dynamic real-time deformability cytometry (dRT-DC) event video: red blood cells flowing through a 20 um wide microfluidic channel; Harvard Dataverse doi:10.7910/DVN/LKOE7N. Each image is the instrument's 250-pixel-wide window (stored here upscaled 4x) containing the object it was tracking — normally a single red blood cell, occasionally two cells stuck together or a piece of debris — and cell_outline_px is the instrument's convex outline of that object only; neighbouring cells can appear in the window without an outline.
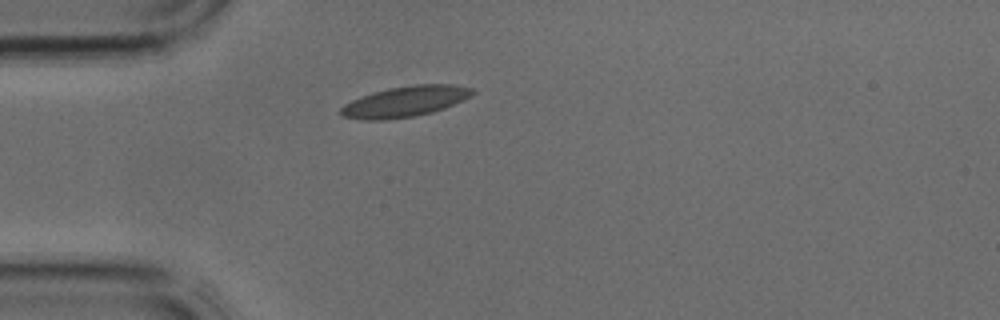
{"species": "common noctule bat (a hibernating species)", "species_latin": "Nyctalus noctula", "temperature_condition": "cold", "stored_images_in_passage": 1, "camera_frame_rate_fps": 3000, "um_per_image_px": 0.085, "animal": {"sex": "male", "body_mass_g": 17.9, "forearm_length_mm": 54.2}, "frame": {"image": 1, "passage_image": 1, "time_ms": 0.0, "image_size_px": [1000, 320], "cell_outline_px": [[476, 92], [472, 96], [464, 100], [444, 108], [432, 112], [416, 116], [380, 120], [364, 120], [344, 116], [340, 112], [340, 108], [344, 104], [352, 100], [388, 88], [416, 84], [452, 84], [472, 88]], "centroid_in_image_um": [34.49, 8.62], "position_along_channel_um": 50.5, "area_um2": 23.35}}